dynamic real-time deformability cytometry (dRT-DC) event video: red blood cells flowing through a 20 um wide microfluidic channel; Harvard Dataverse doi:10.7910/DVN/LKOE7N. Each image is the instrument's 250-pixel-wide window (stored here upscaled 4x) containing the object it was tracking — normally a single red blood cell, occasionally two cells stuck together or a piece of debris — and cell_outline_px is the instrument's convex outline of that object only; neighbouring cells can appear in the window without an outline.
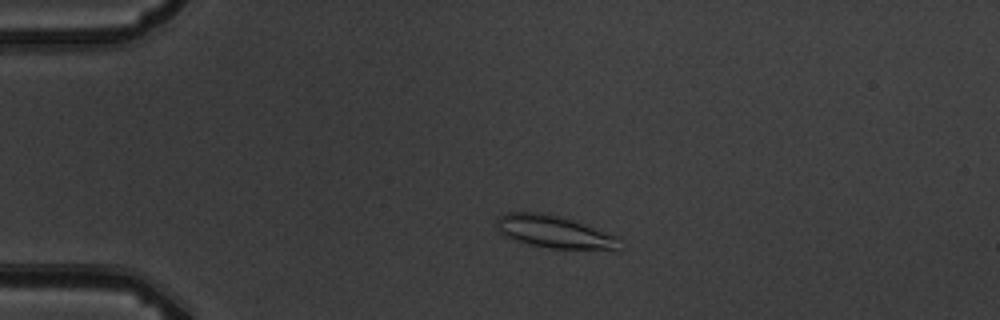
{"species": "common noctule bat (a hibernating species)", "species_latin": "Nyctalus noctula", "temperature_condition": "warm", "stored_images_in_passage": 4, "camera_frame_rate_fps": 3000, "um_per_image_px": 0.085, "animal": {"sex": "male", "body_mass_g": 19.5, "forearm_length_mm": 54.6}, "frame": {"image": 1, "passage_image": 3, "time_ms": 2.333, "image_size_px": [1000, 320], "cell_outline_px": [[624, 248], [552, 248], [528, 244], [516, 240], [500, 232], [496, 228], [496, 216], [504, 212], [544, 212], [560, 216], [588, 224], [620, 236]], "centroid_in_image_um": [47.14, 19.67], "position_along_channel_um": 37.9, "area_um2": 23.52}}